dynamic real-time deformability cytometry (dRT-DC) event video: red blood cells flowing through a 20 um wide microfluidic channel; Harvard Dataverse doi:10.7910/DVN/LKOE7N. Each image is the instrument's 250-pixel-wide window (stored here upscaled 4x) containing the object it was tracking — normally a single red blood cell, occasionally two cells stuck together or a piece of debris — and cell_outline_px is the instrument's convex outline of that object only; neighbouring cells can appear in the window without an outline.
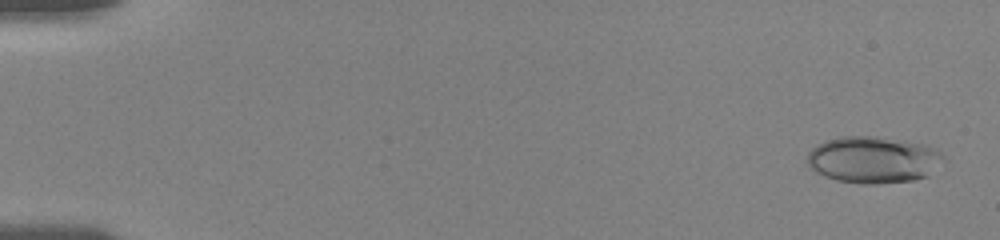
{"species": "human", "species_latin": "Homo sapiens", "temperature_condition": "room temperature", "stored_images_in_passage": 78, "camera_frame_rate_fps": 3000, "um_per_image_px": 0.085, "donor": {"sex": "female"}, "frame": {"image": 1, "passage_image": 3, "time_ms": 0.333, "image_size_px": [1000, 240], "cell_outline_px": [[948, 160], [928, 176], [916, 180], [876, 184], [860, 184], [836, 180], [824, 176], [808, 168], [808, 152], [812, 148], [824, 140], [840, 136], [876, 136], [904, 140], [924, 144], [940, 152]], "centroid_in_image_um": [74.26, 13.58], "position_along_channel_um": 10.7, "area_um2": 37.74}}
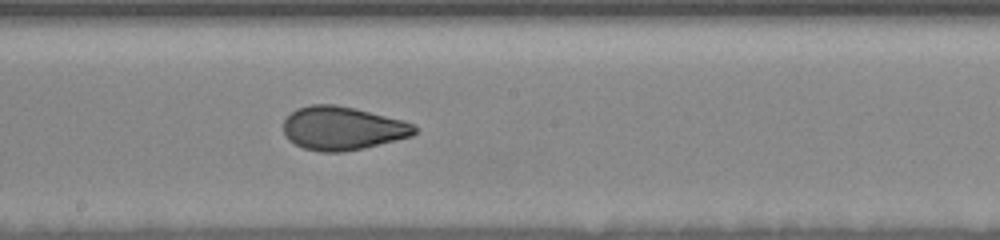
{"frame": {"image": 2, "passage_image": 59, "time_ms": 10.0, "image_size_px": [1000, 240], "cell_outline_px": [[420, 128], [412, 136], [364, 148], [340, 152], [320, 152], [304, 148], [288, 140], [284, 136], [284, 120], [296, 108], [312, 104], [332, 104], [352, 108], [404, 120], [416, 124]], "centroid_in_image_um": [29.13, 10.91], "position_along_channel_um": 219.1, "area_um2": 33.29}}
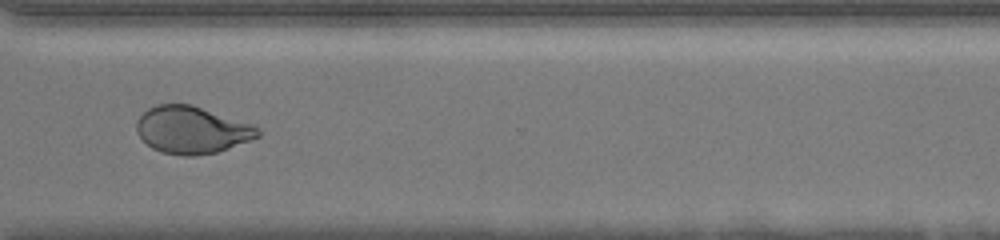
{"frame": {"image": 3, "passage_image": 77, "time_ms": 13.667, "image_size_px": [1000, 240], "cell_outline_px": [[260, 136], [228, 148], [216, 152], [192, 156], [184, 156], [160, 152], [152, 148], [136, 132], [136, 120], [148, 108], [156, 104], [192, 104], [252, 124], [260, 128]], "centroid_in_image_um": [16.29, 11.04], "position_along_channel_um": 354.3, "area_um2": 33.35}}